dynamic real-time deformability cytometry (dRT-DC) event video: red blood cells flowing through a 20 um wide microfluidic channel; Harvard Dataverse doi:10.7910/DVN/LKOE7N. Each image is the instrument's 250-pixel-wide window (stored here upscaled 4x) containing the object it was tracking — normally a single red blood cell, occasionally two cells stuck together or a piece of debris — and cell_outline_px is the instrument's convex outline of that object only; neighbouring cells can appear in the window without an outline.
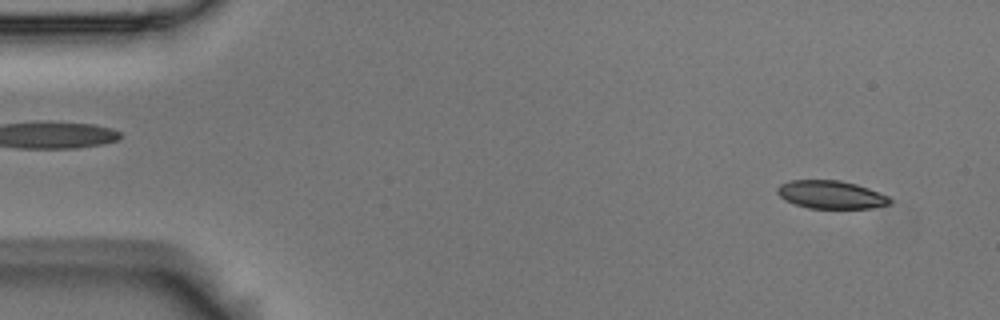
{"species": "Egyptian fruit bat (a non-hibernating species)", "species_latin": "Rousettus aegyptiacus", "temperature_condition": "room temperature", "stored_images_in_passage": 5, "segment_of_instrument_passage": [2, 2], "camera_frame_rate_fps": 3000, "um_per_image_px": 0.085, "animal": {"sex": "male"}, "frame": {"image": 1, "passage_image": 5, "time_ms": 1.333, "image_size_px": [1000, 320], "cell_outline_px": [[892, 204], [868, 208], [808, 208], [784, 200], [776, 192], [776, 188], [780, 184], [792, 180], [840, 180], [856, 184], [868, 188], [888, 196], [892, 200]], "centroid_in_image_um": [70.62, 16.54], "position_along_channel_um": 14.4, "area_um2": 18.38}}